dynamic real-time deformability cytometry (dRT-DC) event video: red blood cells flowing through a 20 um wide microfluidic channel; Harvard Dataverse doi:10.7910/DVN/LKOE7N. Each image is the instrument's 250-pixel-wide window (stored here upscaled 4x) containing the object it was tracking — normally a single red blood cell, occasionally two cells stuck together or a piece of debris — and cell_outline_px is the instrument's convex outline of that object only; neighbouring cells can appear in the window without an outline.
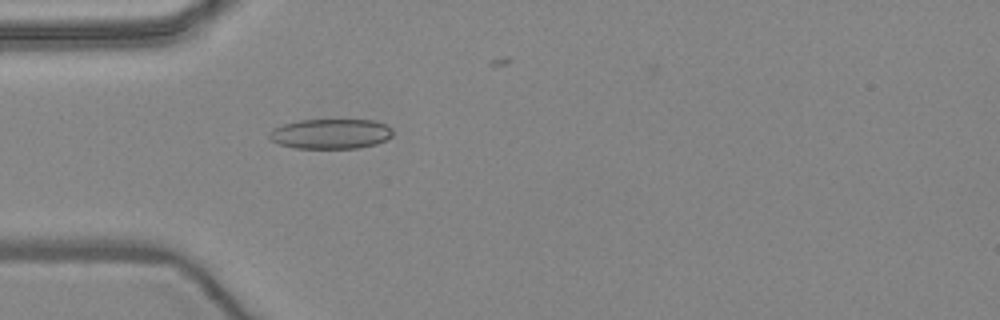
{"species": "common noctule bat (a hibernating species)", "species_latin": "Nyctalus noctula", "temperature_condition": "warm", "stored_images_in_passage": 5, "camera_frame_rate_fps": 3000, "um_per_image_px": 0.085, "animal": {"sex": "female", "body_mass_g": 24.6, "forearm_length_mm": 56.2}, "frame": {"image": 1, "passage_image": 4, "time_ms": 5.0, "image_size_px": [1000, 320], "cell_outline_px": [[392, 136], [388, 140], [376, 144], [360, 148], [296, 148], [280, 144], [272, 140], [268, 136], [268, 132], [272, 128], [284, 124], [300, 120], [376, 120], [392, 128]], "centroid_in_image_um": [28.13, 11.37], "position_along_channel_um": 56.9, "area_um2": 21.68}}